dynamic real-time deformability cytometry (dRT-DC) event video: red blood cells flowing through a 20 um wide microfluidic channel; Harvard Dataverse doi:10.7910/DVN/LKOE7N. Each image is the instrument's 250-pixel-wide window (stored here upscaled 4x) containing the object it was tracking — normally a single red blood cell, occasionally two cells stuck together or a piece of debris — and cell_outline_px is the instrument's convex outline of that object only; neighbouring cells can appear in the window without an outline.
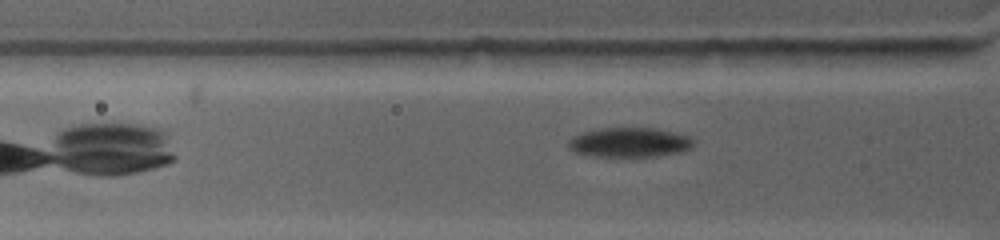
{"species": "common noctule bat (a hibernating species)", "species_latin": "Nyctalus noctula", "temperature_condition": "warm", "stored_images_in_passage": 6, "camera_frame_rate_fps": 4500, "um_per_image_px": 0.085, "animal": {"sex": "female", "body_mass_g": 19.0, "forearm_length_mm": 53.3}, "frame": {"image": 1, "passage_image": 4, "time_ms": 0.889, "image_size_px": [1000, 240], "cell_outline_px": [[692, 144], [688, 148], [680, 152], [652, 156], [592, 156], [576, 152], [568, 148], [568, 140], [572, 136], [584, 132], [604, 128], [656, 128], [676, 132], [688, 136], [692, 140]], "centroid_in_image_um": [53.47, 12.09], "position_along_channel_um": 72.3, "area_um2": 21.27}}